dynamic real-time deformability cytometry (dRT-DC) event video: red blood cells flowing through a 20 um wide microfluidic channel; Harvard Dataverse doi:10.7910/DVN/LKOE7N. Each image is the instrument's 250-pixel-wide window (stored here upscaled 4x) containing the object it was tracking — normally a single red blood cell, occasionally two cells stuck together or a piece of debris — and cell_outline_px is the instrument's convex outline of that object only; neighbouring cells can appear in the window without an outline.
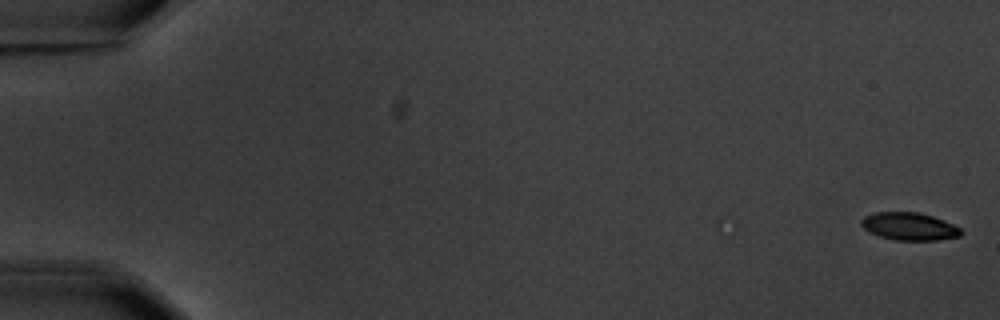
{"species": "common noctule bat (a hibernating species)", "species_latin": "Nyctalus noctula", "temperature_condition": "warm", "stored_images_in_passage": 6, "camera_frame_rate_fps": 3000, "um_per_image_px": 0.085, "animal": {"sex": "male", "body_mass_g": 20.1, "forearm_length_mm": 53.5}, "frame": {"image": 1, "passage_image": 1, "time_ms": 0.0, "image_size_px": [1000, 320], "cell_outline_px": [[964, 232], [960, 236], [940, 240], [896, 240], [880, 236], [868, 232], [860, 224], [860, 220], [864, 216], [876, 212], [916, 212], [932, 216], [944, 220], [960, 228]], "centroid_in_image_um": [77.29, 19.24], "position_along_channel_um": 7.7, "area_um2": 16.13}}
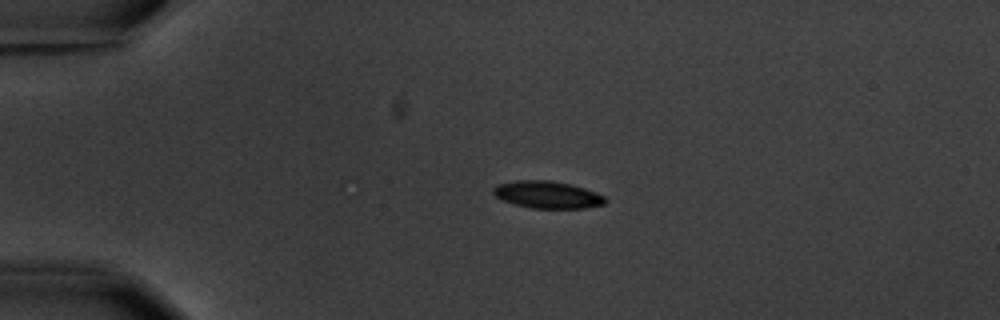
{"frame": {"image": 2, "passage_image": 5, "time_ms": 4.333, "image_size_px": [1000, 320], "cell_outline_px": [[608, 200], [604, 204], [584, 208], [532, 208], [516, 204], [504, 200], [496, 196], [492, 192], [492, 188], [496, 184], [516, 180], [552, 180], [572, 184], [596, 192], [604, 196]], "centroid_in_image_um": [46.54, 16.53], "position_along_channel_um": 38.5, "area_um2": 17.8}}